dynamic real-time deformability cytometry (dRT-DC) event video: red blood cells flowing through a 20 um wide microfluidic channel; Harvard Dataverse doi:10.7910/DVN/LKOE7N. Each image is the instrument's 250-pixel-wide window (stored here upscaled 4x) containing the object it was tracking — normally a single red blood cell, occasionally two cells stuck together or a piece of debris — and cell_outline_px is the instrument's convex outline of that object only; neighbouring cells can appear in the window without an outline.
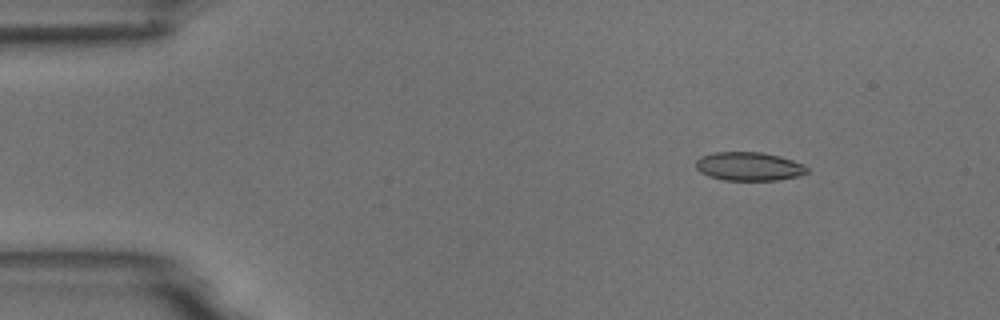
{"species": "common noctule bat (a hibernating species)", "species_latin": "Nyctalus noctula", "temperature_condition": "room temperature", "stored_images_in_passage": 4, "camera_frame_rate_fps": 3000, "um_per_image_px": 0.085, "animal": {"sex": "male", "body_mass_g": 18.8}, "frame": {"image": 1, "passage_image": 2, "time_ms": 0.333, "image_size_px": [1000, 320], "cell_outline_px": [[808, 172], [796, 176], [776, 180], [724, 180], [708, 176], [700, 172], [696, 168], [696, 160], [700, 156], [712, 152], [760, 152], [780, 156], [804, 164], [808, 168]], "centroid_in_image_um": [63.63, 14.13], "position_along_channel_um": 21.4, "area_um2": 18.55}}
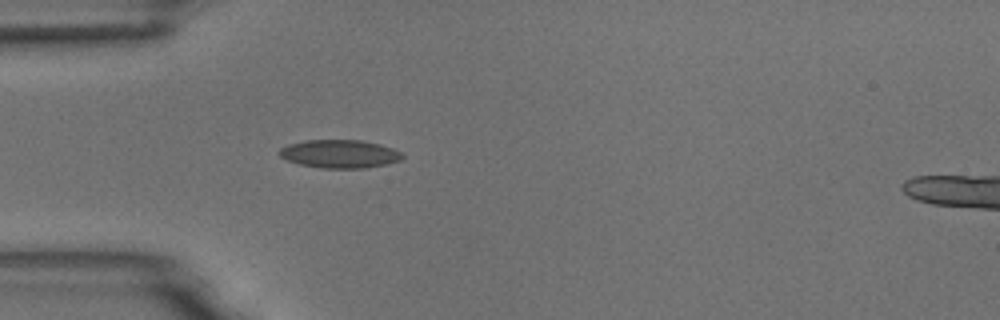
{"frame": {"image": 2, "passage_image": 4, "time_ms": 1.0, "image_size_px": [1000, 320], "cell_outline_px": [[404, 156], [400, 160], [388, 164], [364, 168], [320, 168], [300, 164], [288, 160], [280, 156], [276, 152], [280, 148], [288, 144], [304, 140], [360, 140], [380, 144], [404, 152]], "centroid_in_image_um": [28.88, 13.08], "position_along_channel_um": 56.1, "area_um2": 20.4}}